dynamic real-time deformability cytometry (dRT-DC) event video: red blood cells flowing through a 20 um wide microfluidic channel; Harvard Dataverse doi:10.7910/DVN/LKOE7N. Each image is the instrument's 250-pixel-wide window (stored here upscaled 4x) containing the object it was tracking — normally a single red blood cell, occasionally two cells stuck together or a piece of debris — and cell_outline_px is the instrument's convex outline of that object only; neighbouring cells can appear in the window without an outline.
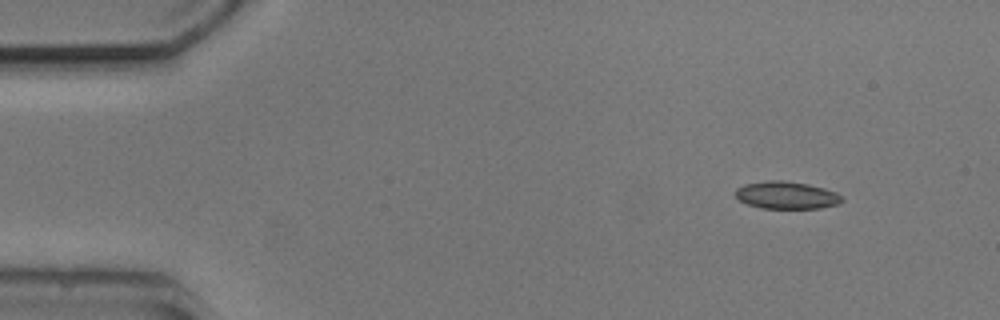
{"species": "common noctule bat (a hibernating species)", "species_latin": "Nyctalus noctula", "temperature_condition": "cold", "stored_images_in_passage": 4, "camera_frame_rate_fps": 3000, "um_per_image_px": 0.085, "animal": {"sex": "male", "body_mass_g": 20.5, "forearm_length_mm": 52.5}, "frame": {"image": 1, "passage_image": 1, "time_ms": 0.0, "image_size_px": [1000, 320], "cell_outline_px": [[844, 200], [840, 204], [820, 208], [760, 208], [748, 204], [740, 200], [736, 196], [736, 188], [744, 184], [768, 180], [784, 180], [808, 184], [824, 188], [836, 192]], "centroid_in_image_um": [66.87, 16.59], "position_along_channel_um": 18.1, "area_um2": 17.05}}
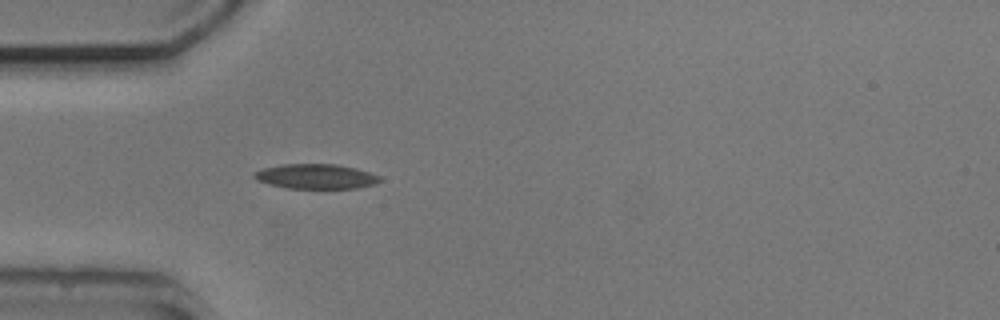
{"frame": {"image": 2, "passage_image": 4, "time_ms": 3.333, "image_size_px": [1000, 320], "cell_outline_px": [[384, 180], [376, 184], [356, 188], [288, 188], [268, 184], [256, 180], [252, 176], [256, 172], [264, 168], [280, 164], [336, 164], [356, 168], [380, 176]], "centroid_in_image_um": [26.88, 14.99], "position_along_channel_um": 58.1, "area_um2": 18.21}}